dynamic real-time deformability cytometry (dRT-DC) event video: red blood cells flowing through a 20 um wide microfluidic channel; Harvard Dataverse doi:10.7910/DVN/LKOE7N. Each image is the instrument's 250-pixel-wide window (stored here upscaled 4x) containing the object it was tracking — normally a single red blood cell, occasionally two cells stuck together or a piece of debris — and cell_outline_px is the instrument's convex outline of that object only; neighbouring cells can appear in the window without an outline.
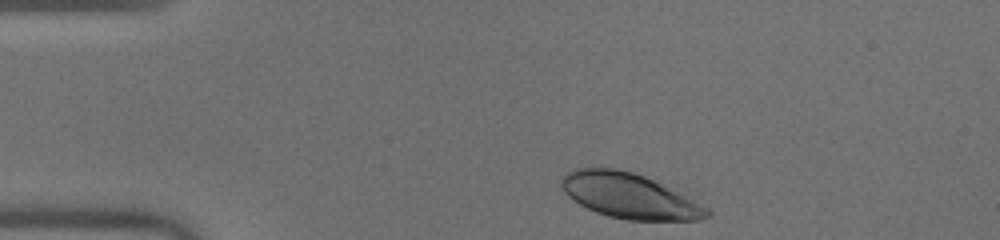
{"species": "human", "species_latin": "Homo sapiens", "temperature_condition": "warm", "stored_images_in_passage": 38, "camera_frame_rate_fps": 3000, "um_per_image_px": 0.085, "donor": {"sex": "male"}, "frame": {"image": 1, "passage_image": 1, "time_ms": 0.0, "image_size_px": [1000, 240], "cell_outline_px": [[712, 216], [700, 220], [628, 220], [608, 216], [596, 212], [580, 204], [568, 196], [564, 192], [560, 184], [560, 180], [568, 172], [576, 168], [616, 168], [632, 172], [644, 176], [708, 208], [712, 212]], "centroid_in_image_um": [53.47, 16.66], "position_along_channel_um": 31.5, "area_um2": 37.69}}
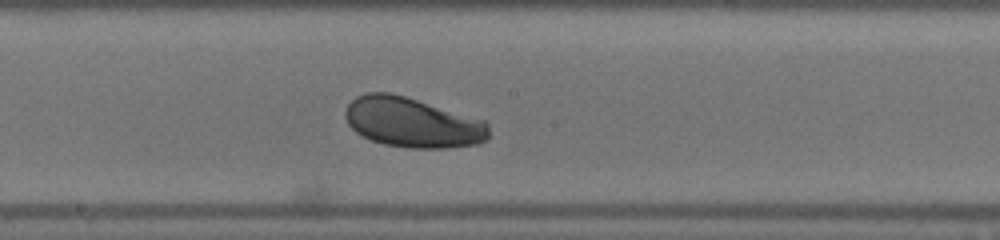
{"frame": {"image": 2, "passage_image": 19, "time_ms": 6.0, "image_size_px": [1000, 240], "cell_outline_px": [[488, 140], [480, 144], [444, 148], [408, 148], [384, 144], [372, 140], [356, 132], [348, 124], [344, 116], [344, 112], [348, 104], [356, 96], [368, 92], [388, 92], [404, 96], [484, 120], [488, 124]], "centroid_in_image_um": [35.05, 10.42], "position_along_channel_um": 213.2, "area_um2": 41.73}}
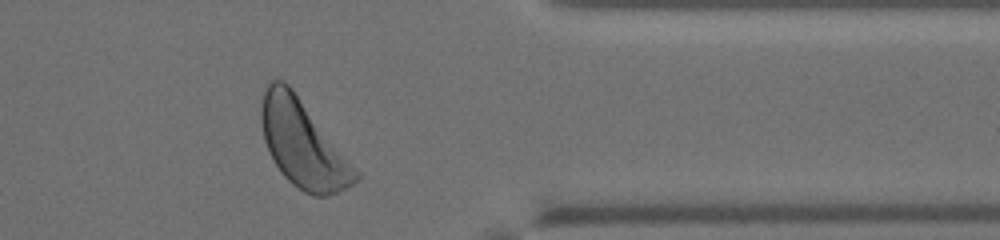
{"frame": {"image": 3, "passage_image": 33, "time_ms": 10.667, "image_size_px": [1000, 240], "cell_outline_px": [[360, 176], [352, 184], [328, 196], [316, 196], [304, 192], [292, 184], [280, 172], [268, 152], [264, 140], [260, 120], [260, 104], [264, 84], [268, 80], [276, 76], [284, 80], [292, 88]], "centroid_in_image_um": [25.63, 12.17], "position_along_channel_um": 385.8, "area_um2": 47.11}, "authors_computed_cell_mechanics": {"area_um2": 40.9802, "velocity_mm_per_s": 3.9975, "shape_relaxation_time_tau1_ms": 1.0228, "shape_relaxation_time_tau2_ms": null, "deformation_change_tau1": 0.0851, "deformation_change_tau2": null}}